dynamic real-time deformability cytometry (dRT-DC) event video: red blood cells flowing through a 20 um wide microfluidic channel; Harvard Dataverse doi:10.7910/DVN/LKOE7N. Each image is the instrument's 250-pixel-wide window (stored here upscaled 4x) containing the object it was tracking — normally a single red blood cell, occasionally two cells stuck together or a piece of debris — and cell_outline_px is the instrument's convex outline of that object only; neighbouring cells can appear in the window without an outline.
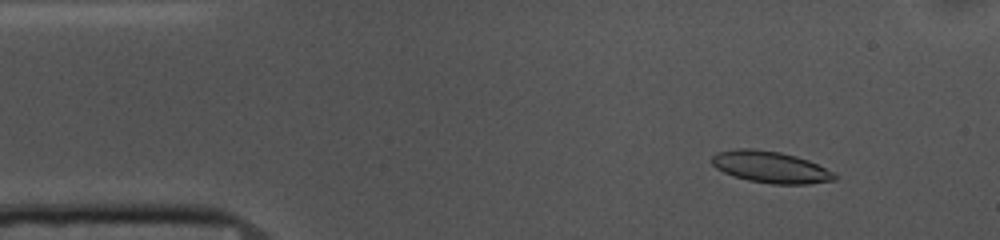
{"species": "common noctule bat (a hibernating species)", "species_latin": "Nyctalus noctula", "temperature_condition": "cold", "stored_images_in_passage": 54, "camera_frame_rate_fps": 3000, "um_per_image_px": 0.085, "animal": {"sex": "female", "body_mass_g": 10.0, "forearm_length_mm": 53.1}, "frame": {"image": 1, "passage_image": 6, "time_ms": 1.667, "image_size_px": [1000, 240], "cell_outline_px": [[836, 180], [808, 184], [772, 184], [748, 180], [724, 172], [716, 168], [712, 164], [712, 156], [716, 152], [736, 148], [752, 148], [780, 152], [796, 156], [808, 160], [832, 172], [836, 176]], "centroid_in_image_um": [65.47, 14.19], "position_along_channel_um": 19.5, "area_um2": 22.48}}
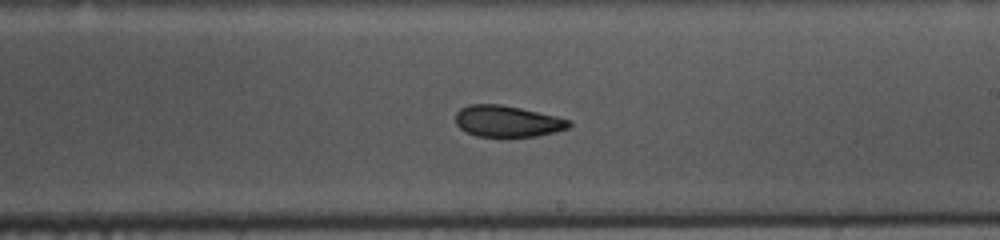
{"frame": {"image": 2, "passage_image": 30, "time_ms": 9.667, "image_size_px": [1000, 240], "cell_outline_px": [[572, 124], [568, 128], [556, 132], [536, 136], [476, 136], [460, 128], [456, 124], [456, 112], [460, 108], [468, 104], [500, 104], [520, 108], [556, 116], [572, 120]], "centroid_in_image_um": [43.14, 10.3], "position_along_channel_um": 245.9, "area_um2": 20.69}}
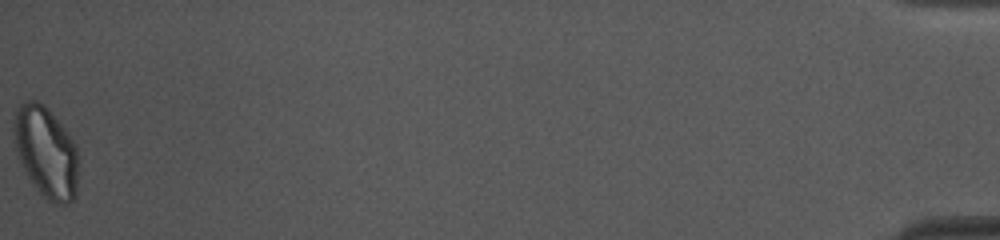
{"frame": {"image": 3, "passage_image": 54, "time_ms": 17.667, "image_size_px": [1000, 240], "cell_outline_px": [[76, 196], [68, 204], [56, 204], [48, 200], [32, 184], [24, 172], [20, 164], [12, 132], [12, 128], [16, 108], [20, 104], [28, 100], [36, 100], [44, 104], [64, 128], [76, 144]], "centroid_in_image_um": [3.87, 12.91], "position_along_channel_um": 431.3, "area_um2": 34.22}, "authors_computed_cell_mechanics": {"area_um2": 22.4553, "velocity_mm_per_s": 3.6474, "shape_relaxation_time_tau1_ms": null, "shape_relaxation_time_tau2_ms": 3.0814, "deformation_change_tau1": null, "deformation_change_tau2": 0.0784}}